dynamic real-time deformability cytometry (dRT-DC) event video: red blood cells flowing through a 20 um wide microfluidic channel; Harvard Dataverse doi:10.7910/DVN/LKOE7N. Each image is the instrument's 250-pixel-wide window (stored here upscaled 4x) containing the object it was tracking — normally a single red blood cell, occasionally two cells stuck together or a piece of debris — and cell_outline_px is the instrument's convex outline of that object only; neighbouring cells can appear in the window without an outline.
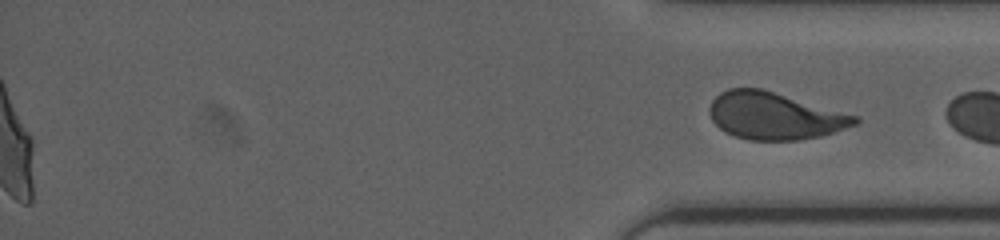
{"species": "human", "species_latin": "Homo sapiens", "temperature_condition": "cold", "stored_images_in_passage": 44, "segment_of_instrument_passage": [2, 2], "camera_frame_rate_fps": 3000, "um_per_image_px": 0.085, "donor": {"sex": "female"}, "frame": {"image": 1, "passage_image": 44, "time_ms": 17.333, "image_size_px": [1000, 240], "cell_outline_px": [[860, 120], [856, 124], [820, 136], [800, 140], [748, 140], [724, 132], [712, 120], [708, 112], [708, 108], [712, 100], [720, 92], [728, 88], [760, 88], [860, 116]], "centroid_in_image_um": [65.82, 9.84], "position_along_channel_um": 369.4, "area_um2": 39.94}}